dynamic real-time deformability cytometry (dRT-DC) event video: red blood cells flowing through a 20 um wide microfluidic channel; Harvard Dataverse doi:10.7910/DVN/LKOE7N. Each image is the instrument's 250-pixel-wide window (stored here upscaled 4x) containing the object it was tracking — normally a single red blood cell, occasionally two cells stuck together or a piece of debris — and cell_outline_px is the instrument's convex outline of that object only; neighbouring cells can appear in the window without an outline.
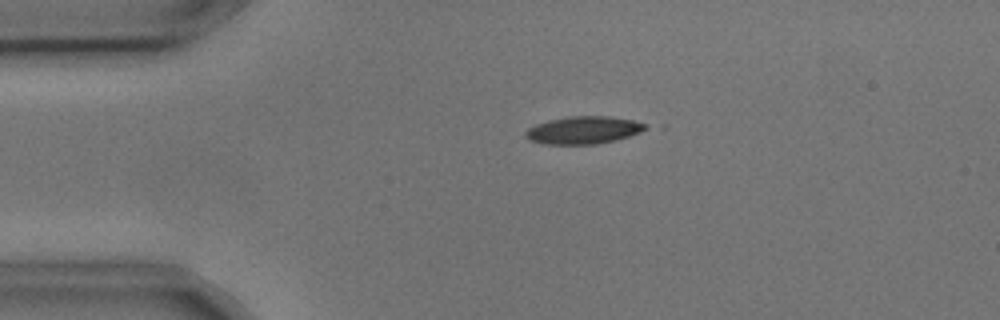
{"species": "common noctule bat (a hibernating species)", "species_latin": "Nyctalus noctula", "temperature_condition": "cold", "stored_images_in_passage": 2, "camera_frame_rate_fps": 3000, "um_per_image_px": 0.085, "animal": {"sex": "male", "body_mass_g": 17.9, "forearm_length_mm": 54.2}, "frame": {"image": 1, "passage_image": 1, "time_ms": 0.0, "image_size_px": [1000, 320], "cell_outline_px": [[648, 128], [640, 132], [616, 140], [596, 144], [544, 144], [528, 140], [524, 136], [524, 132], [528, 128], [536, 124], [548, 120], [568, 116], [608, 116], [632, 120], [648, 124]], "centroid_in_image_um": [49.57, 11.06], "position_along_channel_um": 35.4, "area_um2": 19.36}}